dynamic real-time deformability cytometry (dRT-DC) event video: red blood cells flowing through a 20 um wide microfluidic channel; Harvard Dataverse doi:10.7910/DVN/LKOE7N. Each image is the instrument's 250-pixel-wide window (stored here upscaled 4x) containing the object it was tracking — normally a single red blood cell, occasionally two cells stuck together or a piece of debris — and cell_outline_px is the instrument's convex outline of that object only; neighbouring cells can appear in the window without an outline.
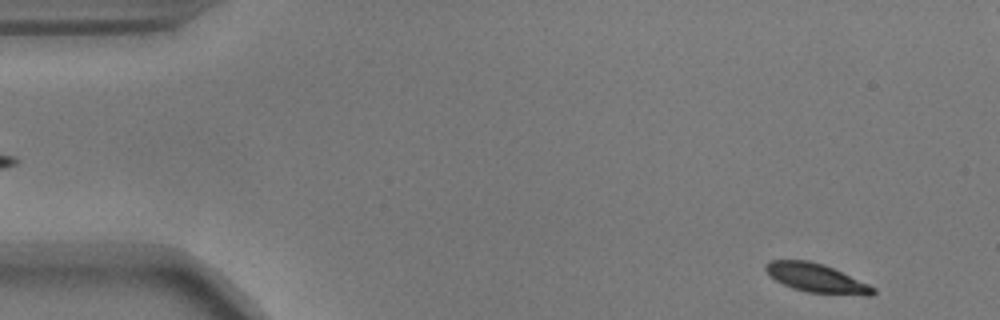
{"species": "common noctule bat (a hibernating species)", "species_latin": "Nyctalus noctula", "temperature_condition": "warm", "stored_images_in_passage": 54, "camera_frame_rate_fps": 3000, "um_per_image_px": 0.085, "animal": {"sex": "male", "body_mass_g": 17.9}, "frame": {"image": 1, "passage_image": 2, "time_ms": 0.333, "image_size_px": [1000, 320], "cell_outline_px": [[876, 292], [872, 296], [864, 296], [808, 292], [792, 288], [776, 280], [764, 268], [764, 264], [768, 260], [808, 260], [824, 264], [868, 284], [876, 288]], "centroid_in_image_um": [69.42, 23.64], "position_along_channel_um": 15.6, "area_um2": 18.03}}
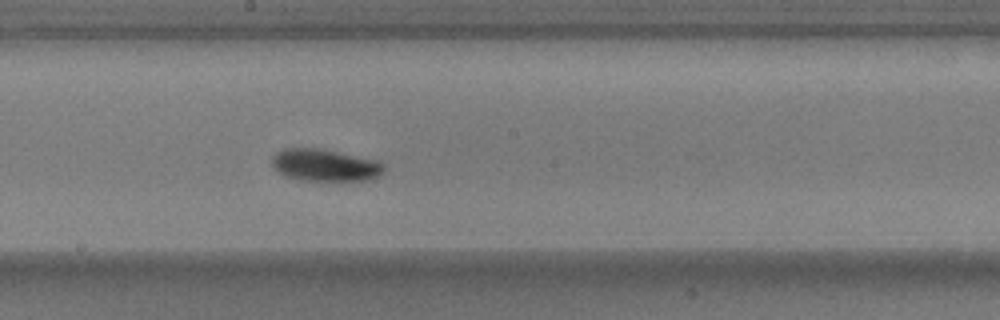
{"frame": {"image": 2, "passage_image": 28, "time_ms": 9.0, "image_size_px": [1000, 320], "cell_outline_px": [[384, 172], [368, 180], [300, 180], [284, 176], [272, 168], [272, 156], [276, 152], [284, 148], [320, 148], [380, 160], [384, 164]], "centroid_in_image_um": [27.6, 14.02], "position_along_channel_um": 220.6, "area_um2": 21.21}}
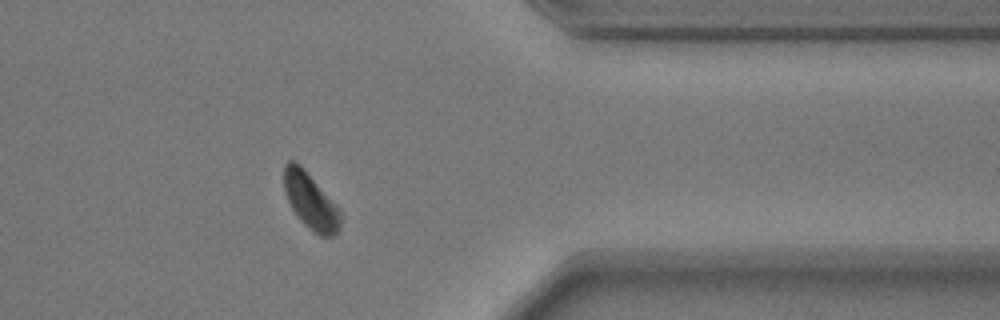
{"frame": {"image": 3, "passage_image": 43, "time_ms": 14.0, "image_size_px": [1000, 320], "cell_outline_px": [[340, 228], [332, 236], [320, 236], [308, 228], [296, 216], [284, 192], [284, 164], [288, 160], [296, 160], [304, 168], [340, 212]], "centroid_in_image_um": [26.34, 17.08], "position_along_channel_um": 385.1, "area_um2": 18.09}}